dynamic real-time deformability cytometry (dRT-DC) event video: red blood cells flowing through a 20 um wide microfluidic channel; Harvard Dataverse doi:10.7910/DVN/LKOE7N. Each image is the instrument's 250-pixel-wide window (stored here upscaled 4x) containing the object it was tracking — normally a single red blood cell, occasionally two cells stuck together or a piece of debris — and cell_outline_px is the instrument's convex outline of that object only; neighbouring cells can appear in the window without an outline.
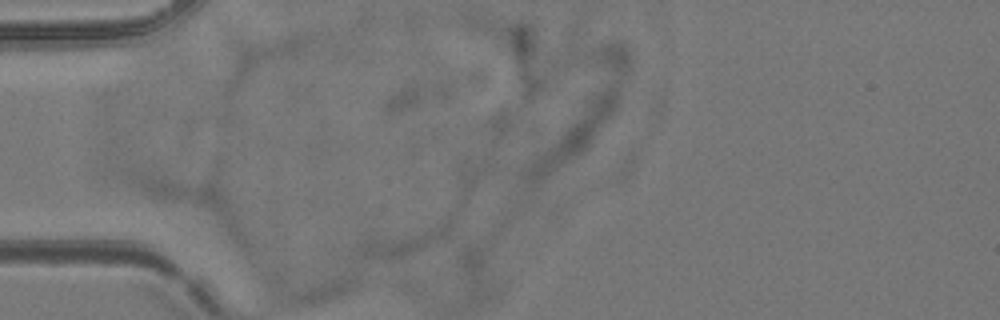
{"species": "common noctule bat (a hibernating species)", "species_latin": "Nyctalus noctula", "temperature_condition": "room temperature", "stored_images_in_passage": 2, "camera_frame_rate_fps": 3000, "um_per_image_px": 0.085, "animal": {"sex": "female", "body_mass_g": 24.6, "forearm_length_mm": 56.2}, "frame": {"image": 1, "passage_image": 1, "time_ms": 0.0, "image_size_px": [1000, 320], "cell_outline_px": [[456, 212], [448, 240], [396, 260], [384, 260], [352, 256], [360, 236], [372, 228]], "centroid_in_image_um": [34.36, 20.22], "position_along_channel_um": 50.6, "area_um2": 21.33}}